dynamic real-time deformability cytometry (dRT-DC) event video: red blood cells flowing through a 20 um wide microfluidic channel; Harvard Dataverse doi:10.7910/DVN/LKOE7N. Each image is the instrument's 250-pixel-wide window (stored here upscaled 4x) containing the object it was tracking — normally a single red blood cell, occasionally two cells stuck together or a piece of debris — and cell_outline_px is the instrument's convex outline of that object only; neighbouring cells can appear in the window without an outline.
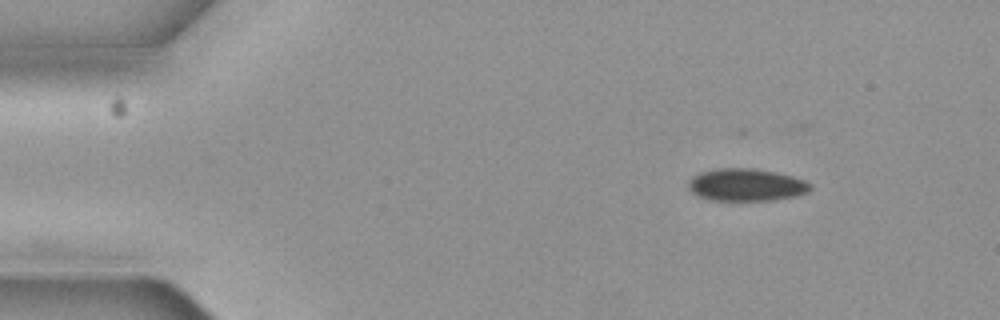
{"species": "common noctule bat (a hibernating species)", "species_latin": "Nyctalus noctula", "temperature_condition": "cold", "stored_images_in_passage": 4, "camera_frame_rate_fps": 3000, "um_per_image_px": 0.085, "animal": {"sex": "female", "body_mass_g": 19.3, "forearm_length_mm": 54.1}, "frame": {"image": 1, "passage_image": 1, "time_ms": 0.0, "image_size_px": [1000, 320], "cell_outline_px": [[812, 188], [808, 192], [796, 196], [772, 200], [712, 200], [696, 196], [688, 188], [688, 180], [692, 176], [700, 172], [716, 168], [752, 168], [776, 172], [792, 176], [804, 180], [812, 184]], "centroid_in_image_um": [63.41, 15.71], "position_along_channel_um": 21.6, "area_um2": 23.24}}
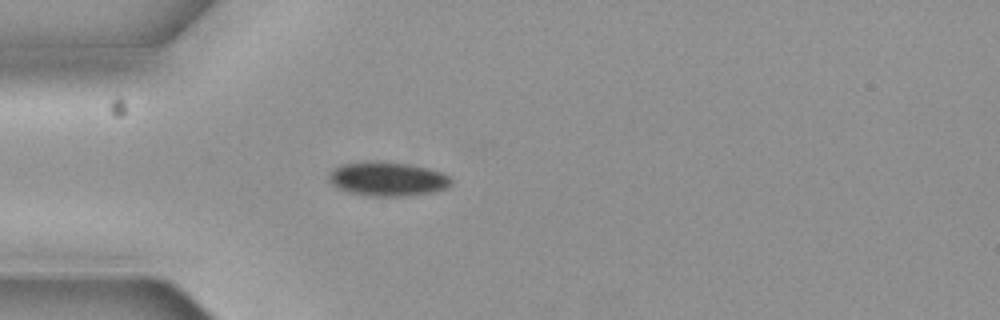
{"frame": {"image": 2, "passage_image": 4, "time_ms": 1.0, "image_size_px": [1000, 320], "cell_outline_px": [[452, 184], [444, 188], [432, 192], [400, 196], [372, 196], [348, 192], [336, 188], [328, 180], [328, 172], [332, 168], [340, 164], [368, 160], [380, 160], [408, 164], [428, 168], [452, 176]], "centroid_in_image_um": [32.88, 15.18], "position_along_channel_um": 52.1, "area_um2": 24.74}}